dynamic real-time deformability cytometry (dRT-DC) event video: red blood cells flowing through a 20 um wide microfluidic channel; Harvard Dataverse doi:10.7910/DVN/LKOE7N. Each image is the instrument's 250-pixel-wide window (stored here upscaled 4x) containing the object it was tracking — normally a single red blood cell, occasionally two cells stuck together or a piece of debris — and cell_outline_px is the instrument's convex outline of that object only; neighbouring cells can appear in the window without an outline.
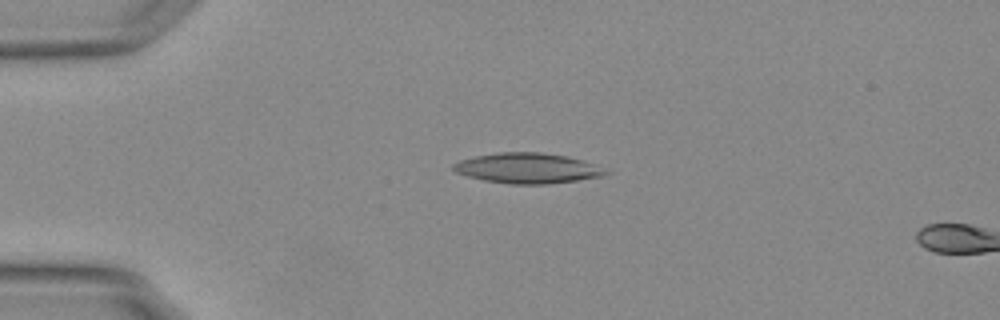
{"species": "Egyptian fruit bat (a non-hibernating species)", "species_latin": "Rousettus aegyptiacus", "temperature_condition": "warm", "stored_images_in_passage": 3, "camera_frame_rate_fps": 3000, "um_per_image_px": 0.085, "animal": {"sex": "female"}, "frame": {"image": 1, "passage_image": 1, "time_ms": 0.0, "image_size_px": [1000, 320], "cell_outline_px": [[608, 172], [604, 176], [576, 180], [544, 184], [508, 184], [484, 180], [468, 176], [456, 172], [452, 168], [452, 164], [460, 160], [476, 156], [500, 152], [540, 152], [568, 156], [584, 160]], "centroid_in_image_um": [44.8, 14.29], "position_along_channel_um": 40.2, "area_um2": 26.65}}